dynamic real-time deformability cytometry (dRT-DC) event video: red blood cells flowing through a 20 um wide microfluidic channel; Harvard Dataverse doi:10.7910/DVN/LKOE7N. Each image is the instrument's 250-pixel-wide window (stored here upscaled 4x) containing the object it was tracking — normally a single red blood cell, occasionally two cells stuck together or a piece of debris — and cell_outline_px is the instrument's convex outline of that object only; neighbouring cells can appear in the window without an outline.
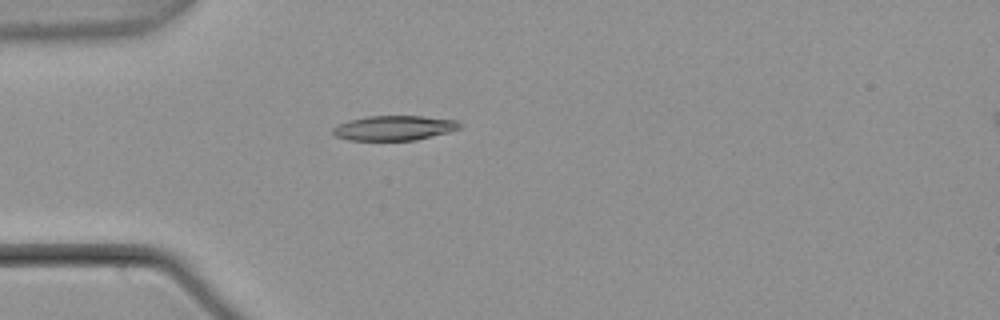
{"species": "common noctule bat (a hibernating species)", "species_latin": "Nyctalus noctula", "temperature_condition": "warm", "stored_images_in_passage": 5, "camera_frame_rate_fps": 3000, "um_per_image_px": 0.085, "animal": {"sex": "male", "body_mass_g": 21.5, "forearm_length_mm": 52.0}, "frame": {"image": 1, "passage_image": 4, "time_ms": 1.0, "image_size_px": [1000, 320], "cell_outline_px": [[464, 124], [460, 128], [448, 132], [416, 140], [348, 140], [336, 136], [332, 132], [332, 128], [336, 124], [348, 120], [368, 116], [424, 116], [456, 120]], "centroid_in_image_um": [33.49, 10.87], "position_along_channel_um": 51.5, "area_um2": 18.44}}